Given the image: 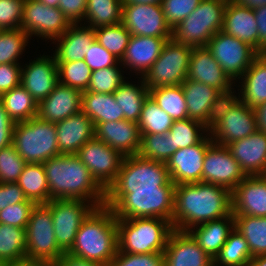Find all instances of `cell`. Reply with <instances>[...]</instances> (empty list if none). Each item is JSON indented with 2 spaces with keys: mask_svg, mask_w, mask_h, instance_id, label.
<instances>
[{
  "mask_svg": "<svg viewBox=\"0 0 266 266\" xmlns=\"http://www.w3.org/2000/svg\"><path fill=\"white\" fill-rule=\"evenodd\" d=\"M96 41L114 55L119 61L123 58L131 33L122 24L94 28Z\"/></svg>",
  "mask_w": 266,
  "mask_h": 266,
  "instance_id": "7bdbcfd3",
  "label": "cell"
},
{
  "mask_svg": "<svg viewBox=\"0 0 266 266\" xmlns=\"http://www.w3.org/2000/svg\"><path fill=\"white\" fill-rule=\"evenodd\" d=\"M27 197L22 188L16 183H0V210L8 205L24 202Z\"/></svg>",
  "mask_w": 266,
  "mask_h": 266,
  "instance_id": "680465c9",
  "label": "cell"
},
{
  "mask_svg": "<svg viewBox=\"0 0 266 266\" xmlns=\"http://www.w3.org/2000/svg\"><path fill=\"white\" fill-rule=\"evenodd\" d=\"M192 49L173 38L167 40L157 60L142 77L146 87L150 90L181 85L187 79Z\"/></svg>",
  "mask_w": 266,
  "mask_h": 266,
  "instance_id": "30bf717a",
  "label": "cell"
},
{
  "mask_svg": "<svg viewBox=\"0 0 266 266\" xmlns=\"http://www.w3.org/2000/svg\"><path fill=\"white\" fill-rule=\"evenodd\" d=\"M233 3L256 10L259 7L266 5V0H231Z\"/></svg>",
  "mask_w": 266,
  "mask_h": 266,
  "instance_id": "03108f58",
  "label": "cell"
},
{
  "mask_svg": "<svg viewBox=\"0 0 266 266\" xmlns=\"http://www.w3.org/2000/svg\"><path fill=\"white\" fill-rule=\"evenodd\" d=\"M221 31L248 44L259 53L258 27L254 10L228 0Z\"/></svg>",
  "mask_w": 266,
  "mask_h": 266,
  "instance_id": "83f0119b",
  "label": "cell"
},
{
  "mask_svg": "<svg viewBox=\"0 0 266 266\" xmlns=\"http://www.w3.org/2000/svg\"><path fill=\"white\" fill-rule=\"evenodd\" d=\"M240 99L256 108L266 102V53L259 54L241 77Z\"/></svg>",
  "mask_w": 266,
  "mask_h": 266,
  "instance_id": "1f68e13d",
  "label": "cell"
},
{
  "mask_svg": "<svg viewBox=\"0 0 266 266\" xmlns=\"http://www.w3.org/2000/svg\"><path fill=\"white\" fill-rule=\"evenodd\" d=\"M20 64H0V96L21 84Z\"/></svg>",
  "mask_w": 266,
  "mask_h": 266,
  "instance_id": "9f6ffc18",
  "label": "cell"
},
{
  "mask_svg": "<svg viewBox=\"0 0 266 266\" xmlns=\"http://www.w3.org/2000/svg\"><path fill=\"white\" fill-rule=\"evenodd\" d=\"M122 5V0H87L84 19L89 20L88 26L92 28L119 24Z\"/></svg>",
  "mask_w": 266,
  "mask_h": 266,
  "instance_id": "60d3db41",
  "label": "cell"
},
{
  "mask_svg": "<svg viewBox=\"0 0 266 266\" xmlns=\"http://www.w3.org/2000/svg\"><path fill=\"white\" fill-rule=\"evenodd\" d=\"M174 120L162 110L149 95L145 100L138 121L141 134H165Z\"/></svg>",
  "mask_w": 266,
  "mask_h": 266,
  "instance_id": "b9f144b4",
  "label": "cell"
},
{
  "mask_svg": "<svg viewBox=\"0 0 266 266\" xmlns=\"http://www.w3.org/2000/svg\"><path fill=\"white\" fill-rule=\"evenodd\" d=\"M121 23L131 35L172 38V29L166 22L161 4L123 3Z\"/></svg>",
  "mask_w": 266,
  "mask_h": 266,
  "instance_id": "9a60e30c",
  "label": "cell"
},
{
  "mask_svg": "<svg viewBox=\"0 0 266 266\" xmlns=\"http://www.w3.org/2000/svg\"><path fill=\"white\" fill-rule=\"evenodd\" d=\"M140 85L124 81L113 93L114 99L123 110L124 119L138 123L143 104L149 96V89L141 77Z\"/></svg>",
  "mask_w": 266,
  "mask_h": 266,
  "instance_id": "e575fe53",
  "label": "cell"
},
{
  "mask_svg": "<svg viewBox=\"0 0 266 266\" xmlns=\"http://www.w3.org/2000/svg\"><path fill=\"white\" fill-rule=\"evenodd\" d=\"M95 138L119 151L125 157L138 154L141 132L138 123L122 119L97 123Z\"/></svg>",
  "mask_w": 266,
  "mask_h": 266,
  "instance_id": "d4e9b609",
  "label": "cell"
},
{
  "mask_svg": "<svg viewBox=\"0 0 266 266\" xmlns=\"http://www.w3.org/2000/svg\"><path fill=\"white\" fill-rule=\"evenodd\" d=\"M252 256L243 235L234 227L213 260V266H248ZM220 264V265H219Z\"/></svg>",
  "mask_w": 266,
  "mask_h": 266,
  "instance_id": "74e56055",
  "label": "cell"
},
{
  "mask_svg": "<svg viewBox=\"0 0 266 266\" xmlns=\"http://www.w3.org/2000/svg\"><path fill=\"white\" fill-rule=\"evenodd\" d=\"M25 0H0V30L21 28Z\"/></svg>",
  "mask_w": 266,
  "mask_h": 266,
  "instance_id": "db71d44e",
  "label": "cell"
},
{
  "mask_svg": "<svg viewBox=\"0 0 266 266\" xmlns=\"http://www.w3.org/2000/svg\"><path fill=\"white\" fill-rule=\"evenodd\" d=\"M50 200L80 199L96 208L104 206L106 191L76 155L60 154L43 163Z\"/></svg>",
  "mask_w": 266,
  "mask_h": 266,
  "instance_id": "7a4b0ae2",
  "label": "cell"
},
{
  "mask_svg": "<svg viewBox=\"0 0 266 266\" xmlns=\"http://www.w3.org/2000/svg\"><path fill=\"white\" fill-rule=\"evenodd\" d=\"M166 41L165 38L132 35L119 64L143 77L159 57Z\"/></svg>",
  "mask_w": 266,
  "mask_h": 266,
  "instance_id": "f1b7e54d",
  "label": "cell"
},
{
  "mask_svg": "<svg viewBox=\"0 0 266 266\" xmlns=\"http://www.w3.org/2000/svg\"><path fill=\"white\" fill-rule=\"evenodd\" d=\"M58 82L78 90L86 91L92 70L84 60L73 62H57Z\"/></svg>",
  "mask_w": 266,
  "mask_h": 266,
  "instance_id": "7dc6e473",
  "label": "cell"
},
{
  "mask_svg": "<svg viewBox=\"0 0 266 266\" xmlns=\"http://www.w3.org/2000/svg\"><path fill=\"white\" fill-rule=\"evenodd\" d=\"M118 251L117 218L111 208H95L81 223L70 254L109 265Z\"/></svg>",
  "mask_w": 266,
  "mask_h": 266,
  "instance_id": "3957f363",
  "label": "cell"
},
{
  "mask_svg": "<svg viewBox=\"0 0 266 266\" xmlns=\"http://www.w3.org/2000/svg\"><path fill=\"white\" fill-rule=\"evenodd\" d=\"M202 0H162L166 22L173 29L189 16Z\"/></svg>",
  "mask_w": 266,
  "mask_h": 266,
  "instance_id": "f907efd6",
  "label": "cell"
},
{
  "mask_svg": "<svg viewBox=\"0 0 266 266\" xmlns=\"http://www.w3.org/2000/svg\"><path fill=\"white\" fill-rule=\"evenodd\" d=\"M248 266H266V255L253 257Z\"/></svg>",
  "mask_w": 266,
  "mask_h": 266,
  "instance_id": "003e7915",
  "label": "cell"
},
{
  "mask_svg": "<svg viewBox=\"0 0 266 266\" xmlns=\"http://www.w3.org/2000/svg\"><path fill=\"white\" fill-rule=\"evenodd\" d=\"M26 258L43 260L53 265L62 255L53 227L50 207L46 203L35 204L26 226Z\"/></svg>",
  "mask_w": 266,
  "mask_h": 266,
  "instance_id": "8fae6325",
  "label": "cell"
},
{
  "mask_svg": "<svg viewBox=\"0 0 266 266\" xmlns=\"http://www.w3.org/2000/svg\"><path fill=\"white\" fill-rule=\"evenodd\" d=\"M35 202L25 200L24 202L8 205L0 210V223L26 228L31 211L35 206Z\"/></svg>",
  "mask_w": 266,
  "mask_h": 266,
  "instance_id": "f5cc1de1",
  "label": "cell"
},
{
  "mask_svg": "<svg viewBox=\"0 0 266 266\" xmlns=\"http://www.w3.org/2000/svg\"><path fill=\"white\" fill-rule=\"evenodd\" d=\"M228 0H202L196 9L172 29V38L191 47H206L223 26Z\"/></svg>",
  "mask_w": 266,
  "mask_h": 266,
  "instance_id": "52a82bcc",
  "label": "cell"
},
{
  "mask_svg": "<svg viewBox=\"0 0 266 266\" xmlns=\"http://www.w3.org/2000/svg\"><path fill=\"white\" fill-rule=\"evenodd\" d=\"M25 165V160L18 154L13 144L1 148L0 183L17 182Z\"/></svg>",
  "mask_w": 266,
  "mask_h": 266,
  "instance_id": "681fc988",
  "label": "cell"
},
{
  "mask_svg": "<svg viewBox=\"0 0 266 266\" xmlns=\"http://www.w3.org/2000/svg\"><path fill=\"white\" fill-rule=\"evenodd\" d=\"M123 3L129 4H136V3H143V4H161L162 0H122Z\"/></svg>",
  "mask_w": 266,
  "mask_h": 266,
  "instance_id": "a7ac6f4b",
  "label": "cell"
},
{
  "mask_svg": "<svg viewBox=\"0 0 266 266\" xmlns=\"http://www.w3.org/2000/svg\"><path fill=\"white\" fill-rule=\"evenodd\" d=\"M175 187L132 190L131 193H106L105 206L117 219L157 217L172 223Z\"/></svg>",
  "mask_w": 266,
  "mask_h": 266,
  "instance_id": "277c9868",
  "label": "cell"
},
{
  "mask_svg": "<svg viewBox=\"0 0 266 266\" xmlns=\"http://www.w3.org/2000/svg\"><path fill=\"white\" fill-rule=\"evenodd\" d=\"M187 79L204 83L218 89L225 97L235 94L229 76L213 58L207 47H193L189 62Z\"/></svg>",
  "mask_w": 266,
  "mask_h": 266,
  "instance_id": "ffe728a7",
  "label": "cell"
},
{
  "mask_svg": "<svg viewBox=\"0 0 266 266\" xmlns=\"http://www.w3.org/2000/svg\"><path fill=\"white\" fill-rule=\"evenodd\" d=\"M116 66L93 70L86 91L103 94L114 93L125 81L120 69Z\"/></svg>",
  "mask_w": 266,
  "mask_h": 266,
  "instance_id": "c3c4849f",
  "label": "cell"
},
{
  "mask_svg": "<svg viewBox=\"0 0 266 266\" xmlns=\"http://www.w3.org/2000/svg\"><path fill=\"white\" fill-rule=\"evenodd\" d=\"M203 131L206 133L209 128L200 121L189 118L174 120L169 130L172 135L173 148L178 150L199 143L205 137Z\"/></svg>",
  "mask_w": 266,
  "mask_h": 266,
  "instance_id": "f6af8a7d",
  "label": "cell"
},
{
  "mask_svg": "<svg viewBox=\"0 0 266 266\" xmlns=\"http://www.w3.org/2000/svg\"><path fill=\"white\" fill-rule=\"evenodd\" d=\"M60 154L76 155L78 150L95 137L92 120L82 111L55 123Z\"/></svg>",
  "mask_w": 266,
  "mask_h": 266,
  "instance_id": "4316f807",
  "label": "cell"
},
{
  "mask_svg": "<svg viewBox=\"0 0 266 266\" xmlns=\"http://www.w3.org/2000/svg\"><path fill=\"white\" fill-rule=\"evenodd\" d=\"M206 47L232 81L240 79L259 55L248 44L221 30L211 37Z\"/></svg>",
  "mask_w": 266,
  "mask_h": 266,
  "instance_id": "4fadbf2b",
  "label": "cell"
},
{
  "mask_svg": "<svg viewBox=\"0 0 266 266\" xmlns=\"http://www.w3.org/2000/svg\"><path fill=\"white\" fill-rule=\"evenodd\" d=\"M52 266H108L94 261H88L84 258L77 257L69 252L63 255Z\"/></svg>",
  "mask_w": 266,
  "mask_h": 266,
  "instance_id": "6125c7cd",
  "label": "cell"
},
{
  "mask_svg": "<svg viewBox=\"0 0 266 266\" xmlns=\"http://www.w3.org/2000/svg\"><path fill=\"white\" fill-rule=\"evenodd\" d=\"M246 176L266 175V134L255 131L227 145Z\"/></svg>",
  "mask_w": 266,
  "mask_h": 266,
  "instance_id": "484cf974",
  "label": "cell"
},
{
  "mask_svg": "<svg viewBox=\"0 0 266 266\" xmlns=\"http://www.w3.org/2000/svg\"><path fill=\"white\" fill-rule=\"evenodd\" d=\"M256 130L254 110L233 95L226 97L217 108L208 133L214 143L227 146Z\"/></svg>",
  "mask_w": 266,
  "mask_h": 266,
  "instance_id": "9c48e42d",
  "label": "cell"
},
{
  "mask_svg": "<svg viewBox=\"0 0 266 266\" xmlns=\"http://www.w3.org/2000/svg\"><path fill=\"white\" fill-rule=\"evenodd\" d=\"M258 27L259 54L266 53V5L254 10Z\"/></svg>",
  "mask_w": 266,
  "mask_h": 266,
  "instance_id": "94428289",
  "label": "cell"
},
{
  "mask_svg": "<svg viewBox=\"0 0 266 266\" xmlns=\"http://www.w3.org/2000/svg\"><path fill=\"white\" fill-rule=\"evenodd\" d=\"M71 23L58 7L47 6L37 0H25L21 29L37 37L55 40L63 35Z\"/></svg>",
  "mask_w": 266,
  "mask_h": 266,
  "instance_id": "2e32d148",
  "label": "cell"
},
{
  "mask_svg": "<svg viewBox=\"0 0 266 266\" xmlns=\"http://www.w3.org/2000/svg\"><path fill=\"white\" fill-rule=\"evenodd\" d=\"M235 228L246 239L252 258L266 255V217L234 215Z\"/></svg>",
  "mask_w": 266,
  "mask_h": 266,
  "instance_id": "8d00e7d4",
  "label": "cell"
},
{
  "mask_svg": "<svg viewBox=\"0 0 266 266\" xmlns=\"http://www.w3.org/2000/svg\"><path fill=\"white\" fill-rule=\"evenodd\" d=\"M76 156L90 170L95 181L105 190L114 183L124 156L103 141L92 138L77 152Z\"/></svg>",
  "mask_w": 266,
  "mask_h": 266,
  "instance_id": "5bb4252c",
  "label": "cell"
},
{
  "mask_svg": "<svg viewBox=\"0 0 266 266\" xmlns=\"http://www.w3.org/2000/svg\"><path fill=\"white\" fill-rule=\"evenodd\" d=\"M232 213L266 217V175L246 176L232 191Z\"/></svg>",
  "mask_w": 266,
  "mask_h": 266,
  "instance_id": "603a6c76",
  "label": "cell"
},
{
  "mask_svg": "<svg viewBox=\"0 0 266 266\" xmlns=\"http://www.w3.org/2000/svg\"><path fill=\"white\" fill-rule=\"evenodd\" d=\"M86 202L80 199H54L46 203L51 209L57 245L64 253L71 249L81 223L96 208Z\"/></svg>",
  "mask_w": 266,
  "mask_h": 266,
  "instance_id": "7c38bea8",
  "label": "cell"
},
{
  "mask_svg": "<svg viewBox=\"0 0 266 266\" xmlns=\"http://www.w3.org/2000/svg\"><path fill=\"white\" fill-rule=\"evenodd\" d=\"M5 266H52L50 263L43 260L24 258L14 262H8Z\"/></svg>",
  "mask_w": 266,
  "mask_h": 266,
  "instance_id": "e7e4bbea",
  "label": "cell"
},
{
  "mask_svg": "<svg viewBox=\"0 0 266 266\" xmlns=\"http://www.w3.org/2000/svg\"><path fill=\"white\" fill-rule=\"evenodd\" d=\"M87 0H60L58 8L71 24L84 21Z\"/></svg>",
  "mask_w": 266,
  "mask_h": 266,
  "instance_id": "6f0895ef",
  "label": "cell"
},
{
  "mask_svg": "<svg viewBox=\"0 0 266 266\" xmlns=\"http://www.w3.org/2000/svg\"><path fill=\"white\" fill-rule=\"evenodd\" d=\"M232 213V192L224 186L197 182L175 185L173 228L192 227Z\"/></svg>",
  "mask_w": 266,
  "mask_h": 266,
  "instance_id": "6da1fadb",
  "label": "cell"
},
{
  "mask_svg": "<svg viewBox=\"0 0 266 266\" xmlns=\"http://www.w3.org/2000/svg\"><path fill=\"white\" fill-rule=\"evenodd\" d=\"M234 227L235 218L231 213L223 218L196 225L188 232L197 241L200 248L214 260Z\"/></svg>",
  "mask_w": 266,
  "mask_h": 266,
  "instance_id": "4dcf8cb0",
  "label": "cell"
},
{
  "mask_svg": "<svg viewBox=\"0 0 266 266\" xmlns=\"http://www.w3.org/2000/svg\"><path fill=\"white\" fill-rule=\"evenodd\" d=\"M84 62L93 71L118 65L120 61L96 40L85 54Z\"/></svg>",
  "mask_w": 266,
  "mask_h": 266,
  "instance_id": "11a10c76",
  "label": "cell"
},
{
  "mask_svg": "<svg viewBox=\"0 0 266 266\" xmlns=\"http://www.w3.org/2000/svg\"><path fill=\"white\" fill-rule=\"evenodd\" d=\"M26 228L0 223V261L14 262L26 258Z\"/></svg>",
  "mask_w": 266,
  "mask_h": 266,
  "instance_id": "f35d334b",
  "label": "cell"
},
{
  "mask_svg": "<svg viewBox=\"0 0 266 266\" xmlns=\"http://www.w3.org/2000/svg\"><path fill=\"white\" fill-rule=\"evenodd\" d=\"M81 111L92 120L94 126L97 123L124 119L123 110L114 99L113 93L83 91Z\"/></svg>",
  "mask_w": 266,
  "mask_h": 266,
  "instance_id": "d6a6232c",
  "label": "cell"
},
{
  "mask_svg": "<svg viewBox=\"0 0 266 266\" xmlns=\"http://www.w3.org/2000/svg\"><path fill=\"white\" fill-rule=\"evenodd\" d=\"M8 116L15 122H24L37 116L38 103L20 84L0 96Z\"/></svg>",
  "mask_w": 266,
  "mask_h": 266,
  "instance_id": "d590c367",
  "label": "cell"
},
{
  "mask_svg": "<svg viewBox=\"0 0 266 266\" xmlns=\"http://www.w3.org/2000/svg\"><path fill=\"white\" fill-rule=\"evenodd\" d=\"M175 187L166 163L142 158L140 155L125 156L114 183L106 193H131L132 190Z\"/></svg>",
  "mask_w": 266,
  "mask_h": 266,
  "instance_id": "ba28073f",
  "label": "cell"
},
{
  "mask_svg": "<svg viewBox=\"0 0 266 266\" xmlns=\"http://www.w3.org/2000/svg\"><path fill=\"white\" fill-rule=\"evenodd\" d=\"M12 144L26 163H44L60 155L55 123L37 116L15 123Z\"/></svg>",
  "mask_w": 266,
  "mask_h": 266,
  "instance_id": "8992f818",
  "label": "cell"
},
{
  "mask_svg": "<svg viewBox=\"0 0 266 266\" xmlns=\"http://www.w3.org/2000/svg\"><path fill=\"white\" fill-rule=\"evenodd\" d=\"M149 95L173 120L188 118L186 99L181 85L150 89Z\"/></svg>",
  "mask_w": 266,
  "mask_h": 266,
  "instance_id": "ab89813d",
  "label": "cell"
},
{
  "mask_svg": "<svg viewBox=\"0 0 266 266\" xmlns=\"http://www.w3.org/2000/svg\"><path fill=\"white\" fill-rule=\"evenodd\" d=\"M246 177L227 146L212 143L203 162L202 182L224 186L231 192Z\"/></svg>",
  "mask_w": 266,
  "mask_h": 266,
  "instance_id": "e0dca14e",
  "label": "cell"
},
{
  "mask_svg": "<svg viewBox=\"0 0 266 266\" xmlns=\"http://www.w3.org/2000/svg\"><path fill=\"white\" fill-rule=\"evenodd\" d=\"M82 91L58 83L45 99L38 102L37 117L57 123L81 112Z\"/></svg>",
  "mask_w": 266,
  "mask_h": 266,
  "instance_id": "cb8c5ba5",
  "label": "cell"
},
{
  "mask_svg": "<svg viewBox=\"0 0 266 266\" xmlns=\"http://www.w3.org/2000/svg\"><path fill=\"white\" fill-rule=\"evenodd\" d=\"M16 183L22 188L27 199L36 204L50 201L49 186L43 163H26Z\"/></svg>",
  "mask_w": 266,
  "mask_h": 266,
  "instance_id": "836d02e7",
  "label": "cell"
},
{
  "mask_svg": "<svg viewBox=\"0 0 266 266\" xmlns=\"http://www.w3.org/2000/svg\"><path fill=\"white\" fill-rule=\"evenodd\" d=\"M176 151L173 148L172 135L169 132L165 134H141L138 155L142 158L166 163Z\"/></svg>",
  "mask_w": 266,
  "mask_h": 266,
  "instance_id": "ee69618b",
  "label": "cell"
},
{
  "mask_svg": "<svg viewBox=\"0 0 266 266\" xmlns=\"http://www.w3.org/2000/svg\"><path fill=\"white\" fill-rule=\"evenodd\" d=\"M207 135L193 146L178 149L166 162L171 181L175 185L202 182L204 157L213 143L210 134Z\"/></svg>",
  "mask_w": 266,
  "mask_h": 266,
  "instance_id": "ac0fdd59",
  "label": "cell"
},
{
  "mask_svg": "<svg viewBox=\"0 0 266 266\" xmlns=\"http://www.w3.org/2000/svg\"><path fill=\"white\" fill-rule=\"evenodd\" d=\"M50 7H58L60 0H37Z\"/></svg>",
  "mask_w": 266,
  "mask_h": 266,
  "instance_id": "89a4df30",
  "label": "cell"
},
{
  "mask_svg": "<svg viewBox=\"0 0 266 266\" xmlns=\"http://www.w3.org/2000/svg\"><path fill=\"white\" fill-rule=\"evenodd\" d=\"M165 266H213V259L188 231L174 229L164 250Z\"/></svg>",
  "mask_w": 266,
  "mask_h": 266,
  "instance_id": "7402d4cb",
  "label": "cell"
},
{
  "mask_svg": "<svg viewBox=\"0 0 266 266\" xmlns=\"http://www.w3.org/2000/svg\"><path fill=\"white\" fill-rule=\"evenodd\" d=\"M108 266H165L164 252L131 254L118 250Z\"/></svg>",
  "mask_w": 266,
  "mask_h": 266,
  "instance_id": "816d5d0a",
  "label": "cell"
},
{
  "mask_svg": "<svg viewBox=\"0 0 266 266\" xmlns=\"http://www.w3.org/2000/svg\"><path fill=\"white\" fill-rule=\"evenodd\" d=\"M117 230L119 251L145 254L164 252L174 228L166 219L145 217L117 219Z\"/></svg>",
  "mask_w": 266,
  "mask_h": 266,
  "instance_id": "5b68a950",
  "label": "cell"
},
{
  "mask_svg": "<svg viewBox=\"0 0 266 266\" xmlns=\"http://www.w3.org/2000/svg\"><path fill=\"white\" fill-rule=\"evenodd\" d=\"M189 119L212 125L217 108L226 98L218 89L198 81L186 79L181 84Z\"/></svg>",
  "mask_w": 266,
  "mask_h": 266,
  "instance_id": "d6986e66",
  "label": "cell"
},
{
  "mask_svg": "<svg viewBox=\"0 0 266 266\" xmlns=\"http://www.w3.org/2000/svg\"><path fill=\"white\" fill-rule=\"evenodd\" d=\"M80 27L71 24L67 31L56 38L57 49H55L56 62H73L84 60L85 54L91 44L96 40L94 28L89 26Z\"/></svg>",
  "mask_w": 266,
  "mask_h": 266,
  "instance_id": "f546056e",
  "label": "cell"
},
{
  "mask_svg": "<svg viewBox=\"0 0 266 266\" xmlns=\"http://www.w3.org/2000/svg\"><path fill=\"white\" fill-rule=\"evenodd\" d=\"M5 262H3V261H0V266H5Z\"/></svg>",
  "mask_w": 266,
  "mask_h": 266,
  "instance_id": "2644e50d",
  "label": "cell"
},
{
  "mask_svg": "<svg viewBox=\"0 0 266 266\" xmlns=\"http://www.w3.org/2000/svg\"><path fill=\"white\" fill-rule=\"evenodd\" d=\"M52 56L40 55L21 70V85L37 103L50 95L59 83L57 62L54 54Z\"/></svg>",
  "mask_w": 266,
  "mask_h": 266,
  "instance_id": "44dd1931",
  "label": "cell"
},
{
  "mask_svg": "<svg viewBox=\"0 0 266 266\" xmlns=\"http://www.w3.org/2000/svg\"><path fill=\"white\" fill-rule=\"evenodd\" d=\"M256 118L257 131H261L266 134V102L253 108Z\"/></svg>",
  "mask_w": 266,
  "mask_h": 266,
  "instance_id": "be15d7a7",
  "label": "cell"
},
{
  "mask_svg": "<svg viewBox=\"0 0 266 266\" xmlns=\"http://www.w3.org/2000/svg\"><path fill=\"white\" fill-rule=\"evenodd\" d=\"M29 38V34L21 28L0 30V64H19L18 58L22 55Z\"/></svg>",
  "mask_w": 266,
  "mask_h": 266,
  "instance_id": "bcb514c9",
  "label": "cell"
},
{
  "mask_svg": "<svg viewBox=\"0 0 266 266\" xmlns=\"http://www.w3.org/2000/svg\"><path fill=\"white\" fill-rule=\"evenodd\" d=\"M15 122L8 116L0 102V149L12 144Z\"/></svg>",
  "mask_w": 266,
  "mask_h": 266,
  "instance_id": "91938a15",
  "label": "cell"
}]
</instances>
